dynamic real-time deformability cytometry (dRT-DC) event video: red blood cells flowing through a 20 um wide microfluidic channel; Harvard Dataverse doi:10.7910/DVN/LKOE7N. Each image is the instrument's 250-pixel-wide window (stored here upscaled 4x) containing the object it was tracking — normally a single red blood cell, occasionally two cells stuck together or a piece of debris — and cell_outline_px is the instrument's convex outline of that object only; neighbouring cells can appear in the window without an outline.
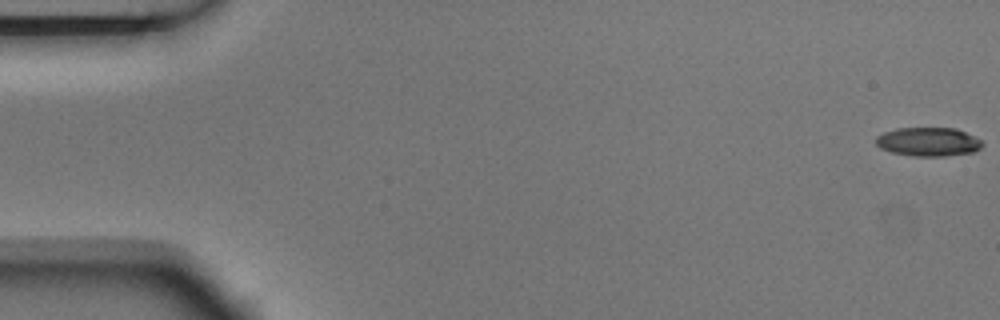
{"species": "Egyptian fruit bat (a non-hibernating species)", "species_latin": "Rousettus aegyptiacus", "temperature_condition": "room temperature", "stored_images_in_passage": 4, "camera_frame_rate_fps": 3000, "um_per_image_px": 0.085, "animal": {"sex": "male"}, "frame": {"image": 1, "passage_image": 1, "time_ms": 0.0, "image_size_px": [1000, 320], "cell_outline_px": [[984, 144], [980, 148], [972, 152], [944, 156], [912, 156], [892, 152], [880, 148], [876, 144], [876, 136], [884, 132], [896, 128], [956, 128], [980, 140]], "centroid_in_image_um": [78.87, 12.05], "position_along_channel_um": 6.1, "area_um2": 17.74}}
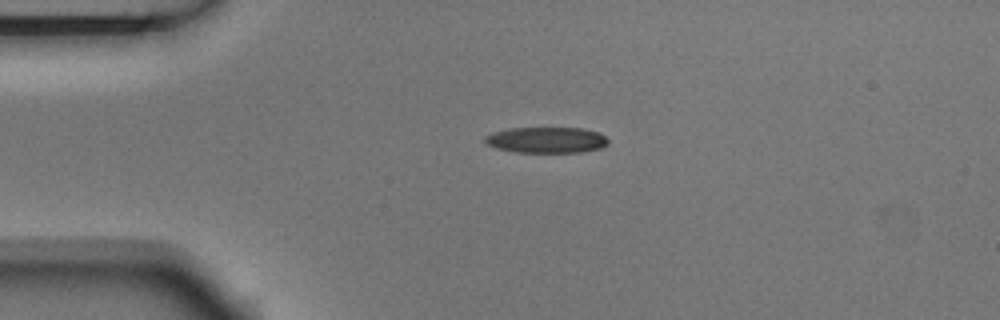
{"frame": {"image": 2, "passage_image": 3, "time_ms": 0.667, "image_size_px": [1000, 320], "cell_outline_px": [[608, 144], [600, 148], [580, 152], [516, 152], [496, 148], [488, 144], [484, 140], [484, 136], [492, 132], [508, 128], [580, 128], [600, 132], [608, 140]], "centroid_in_image_um": [46.44, 11.89], "position_along_channel_um": 38.6, "area_um2": 18.61}}